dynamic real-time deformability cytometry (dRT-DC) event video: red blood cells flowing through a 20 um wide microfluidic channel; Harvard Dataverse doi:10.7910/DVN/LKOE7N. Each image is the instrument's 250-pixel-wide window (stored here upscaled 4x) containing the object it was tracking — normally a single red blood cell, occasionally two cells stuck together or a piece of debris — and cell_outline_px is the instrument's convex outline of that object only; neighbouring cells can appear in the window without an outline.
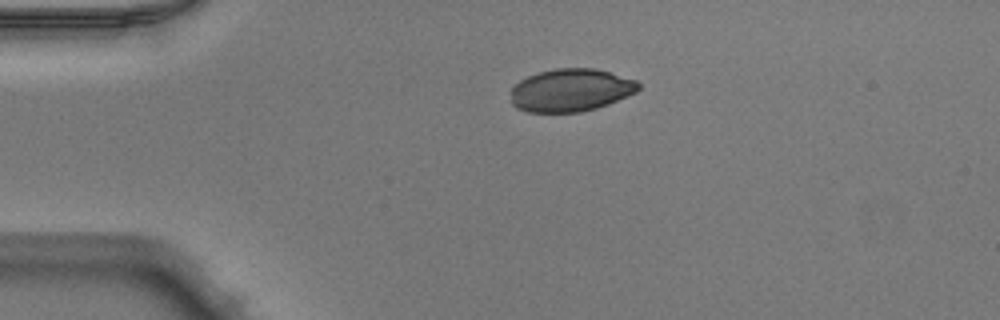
{"species": "Egyptian fruit bat (a non-hibernating species)", "species_latin": "Rousettus aegyptiacus", "temperature_condition": "warm", "stored_images_in_passage": 40, "camera_frame_rate_fps": 3000, "um_per_image_px": 0.085, "animal": {"sex": "male"}, "frame": {"image": 1, "passage_image": 1, "time_ms": 0.0, "image_size_px": [1000, 320], "cell_outline_px": [[640, 88], [636, 92], [628, 96], [608, 104], [596, 108], [580, 112], [528, 112], [516, 108], [512, 104], [512, 88], [520, 80], [528, 76], [540, 72], [556, 68], [596, 68], [636, 80], [640, 84]], "centroid_in_image_um": [48.53, 7.66], "position_along_channel_um": 36.5, "area_um2": 31.79}}
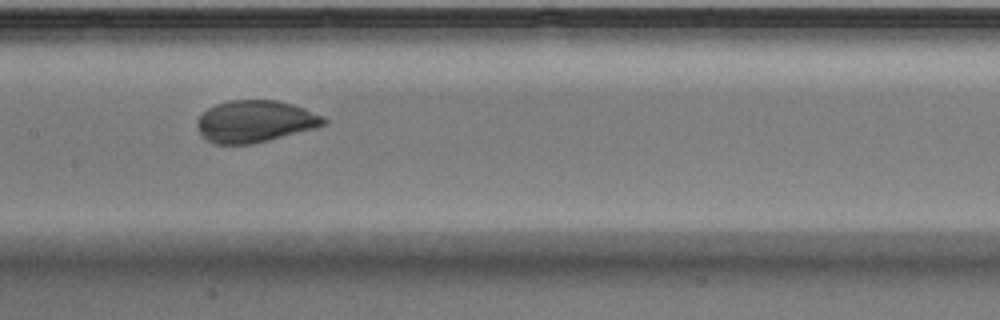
{"frame": {"image": 2, "passage_image": 15, "time_ms": 4.667, "image_size_px": [1000, 320], "cell_outline_px": [[328, 120], [324, 124], [316, 128], [252, 144], [216, 144], [208, 140], [200, 132], [196, 124], [196, 120], [208, 108], [216, 104], [228, 100], [276, 100], [292, 104], [304, 108], [324, 116]], "centroid_in_image_um": [21.69, 10.31], "position_along_channel_um": 185.7, "area_um2": 30.81}}
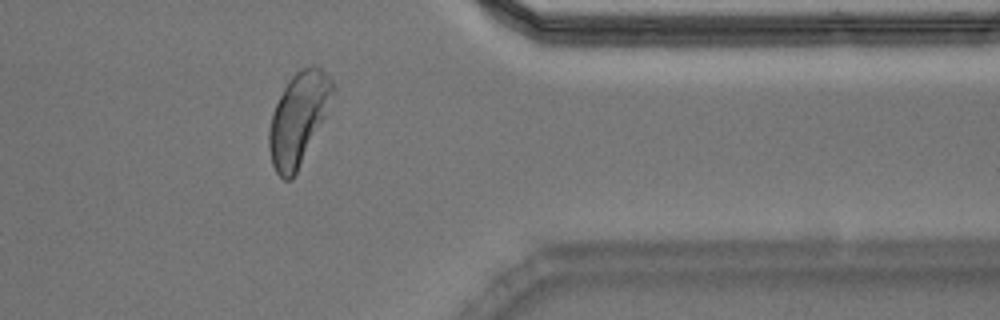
{"frame": {"image": 3, "passage_image": 31, "time_ms": 10.0, "image_size_px": [1000, 320], "cell_outline_px": [[336, 88], [324, 120], [292, 180], [284, 180], [276, 172], [272, 164], [268, 148], [268, 128], [272, 112], [284, 88], [292, 76], [300, 68], [312, 64], [316, 64], [332, 80]], "centroid_in_image_um": [25.36, 10.07], "position_along_channel_um": 386.0, "area_um2": 34.28}}